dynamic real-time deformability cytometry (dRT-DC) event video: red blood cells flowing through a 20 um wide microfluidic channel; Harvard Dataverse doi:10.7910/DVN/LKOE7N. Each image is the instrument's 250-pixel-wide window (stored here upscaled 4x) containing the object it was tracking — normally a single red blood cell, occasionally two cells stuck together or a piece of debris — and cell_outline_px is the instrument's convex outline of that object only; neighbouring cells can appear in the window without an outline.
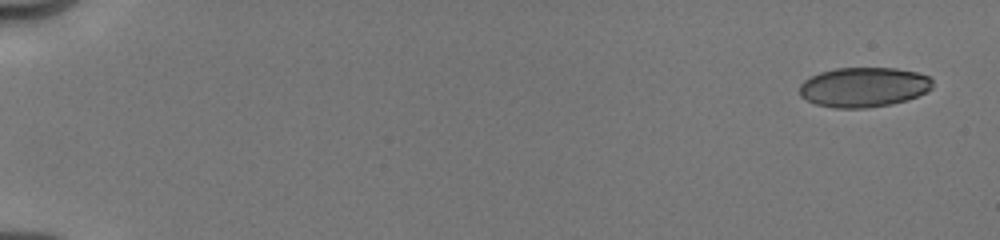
{"species": "human", "species_latin": "Homo sapiens", "temperature_condition": "cold", "stored_images_in_passage": 32, "camera_frame_rate_fps": 3000, "um_per_image_px": 0.085, "donor": {"sex": "male"}, "frame": {"image": 1, "passage_image": 1, "time_ms": 0.0, "image_size_px": [1000, 240], "cell_outline_px": [[932, 88], [928, 92], [908, 100], [892, 104], [864, 108], [832, 108], [816, 104], [800, 96], [800, 84], [804, 80], [820, 72], [836, 68], [896, 68], [916, 72], [928, 76], [932, 80]], "centroid_in_image_um": [73.43, 7.41], "position_along_channel_um": 11.6, "area_um2": 30.98}}
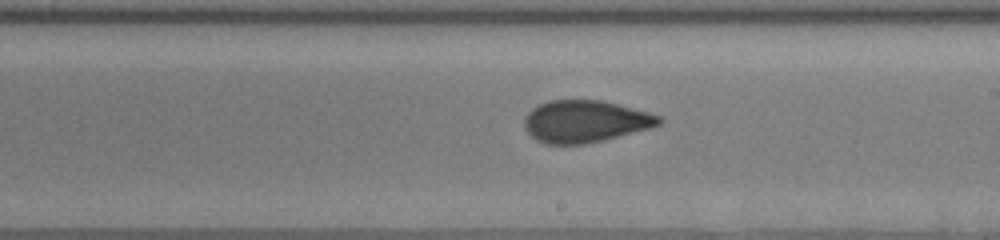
{"frame": {"image": 2, "passage_image": 18, "time_ms": 10.0, "image_size_px": [1000, 240], "cell_outline_px": [[664, 120], [660, 124], [652, 128], [604, 140], [584, 144], [544, 144], [536, 140], [524, 128], [524, 116], [532, 108], [548, 100], [600, 100], [648, 112], [660, 116]], "centroid_in_image_um": [49.73, 10.32], "position_along_channel_um": 239.3, "area_um2": 33.12}}
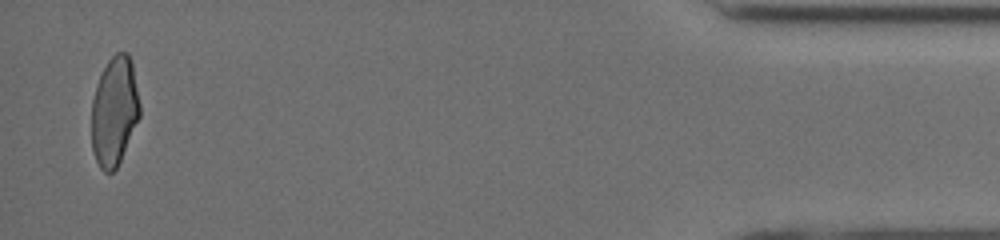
{"frame": {"image": 3, "passage_image": 32, "time_ms": 16.333, "image_size_px": [1000, 240], "cell_outline_px": [[140, 116], [120, 160], [116, 168], [112, 172], [104, 172], [100, 168], [92, 152], [92, 100], [96, 84], [108, 60], [116, 52], [128, 52], [132, 64], [140, 104]], "centroid_in_image_um": [9.71, 9.45], "position_along_channel_um": 425.5, "area_um2": 30.52}, "authors_computed_cell_mechanics": {"area_um2": 32.4836, "velocity_mm_per_s": 4.0407, "shape_relaxation_time_tau1_ms": null, "shape_relaxation_time_tau2_ms": 1.1541, "deformation_change_tau1": null, "deformation_change_tau2": 0.0516}}